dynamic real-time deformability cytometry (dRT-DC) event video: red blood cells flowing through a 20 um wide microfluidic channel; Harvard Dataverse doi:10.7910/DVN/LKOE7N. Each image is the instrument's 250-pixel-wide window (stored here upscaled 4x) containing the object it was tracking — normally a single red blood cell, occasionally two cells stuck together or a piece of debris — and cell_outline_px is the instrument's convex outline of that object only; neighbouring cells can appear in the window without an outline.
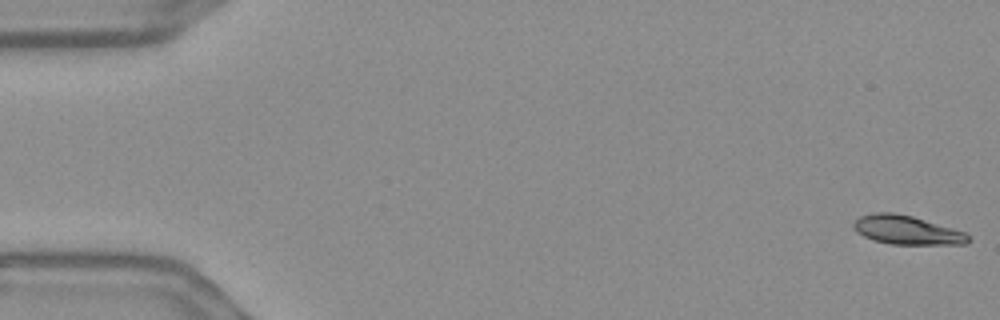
{"species": "Egyptian fruit bat (a non-hibernating species)", "species_latin": "Rousettus aegyptiacus", "temperature_condition": "warm", "stored_images_in_passage": 56, "camera_frame_rate_fps": 3000, "um_per_image_px": 0.085, "frame": {"image": 1, "passage_image": 1, "time_ms": 0.0, "image_size_px": [1000, 320], "cell_outline_px": [[972, 240], [964, 244], [892, 244], [872, 240], [856, 232], [852, 228], [852, 224], [860, 216], [872, 212], [892, 212], [912, 216], [952, 228], [964, 232]], "centroid_in_image_um": [77.03, 19.55], "position_along_channel_um": 8.0, "area_um2": 19.25}}
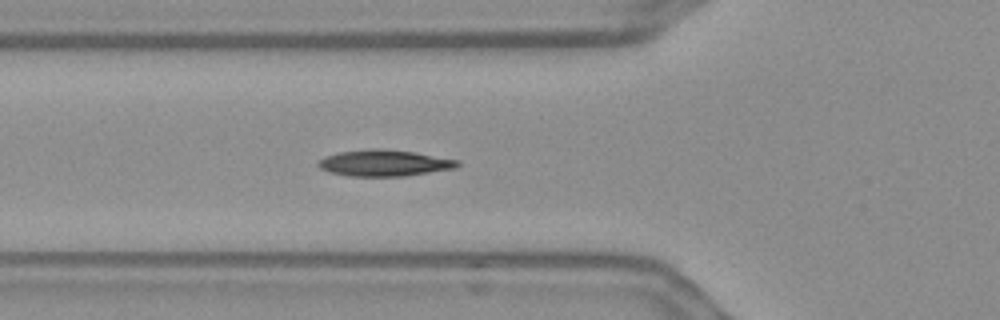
{"frame": {"image": 2, "passage_image": 20, "time_ms": 6.333, "image_size_px": [1000, 320], "cell_outline_px": [[460, 164], [456, 168], [404, 176], [348, 176], [328, 172], [320, 168], [316, 164], [324, 156], [336, 152], [372, 148], [380, 148], [416, 152], [460, 160]], "centroid_in_image_um": [32.65, 13.85], "position_along_channel_um": 93.2, "area_um2": 21.62}}
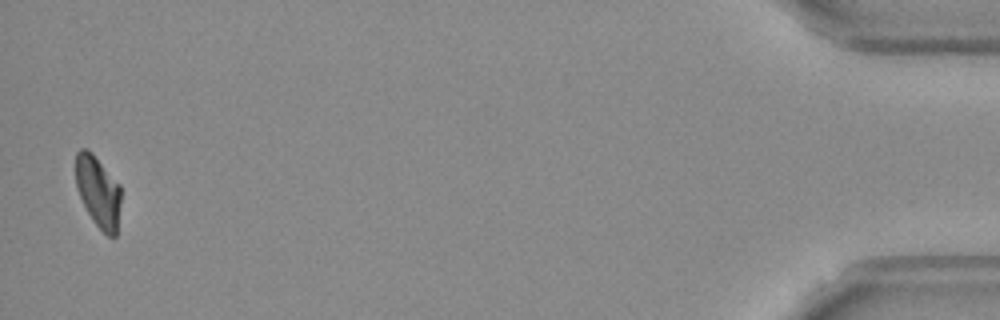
{"frame": {"image": 3, "passage_image": 55, "time_ms": 18.0, "image_size_px": [1000, 320], "cell_outline_px": [[120, 204], [116, 236], [108, 236], [96, 224], [88, 212], [76, 188], [76, 152], [80, 148], [88, 148], [92, 152], [120, 184]], "centroid_in_image_um": [8.34, 16.24], "position_along_channel_um": 426.9, "area_um2": 18.67}, "authors_computed_cell_mechanics": {"area_um2": 20.0566, "velocity_mm_per_s": 3.6451, "shape_relaxation_time_tau1_ms": 5.2393, "shape_relaxation_time_tau2_ms": 6.1105, "deformation_change_tau1": 0.1577, "deformation_change_tau2": 0.0951}}